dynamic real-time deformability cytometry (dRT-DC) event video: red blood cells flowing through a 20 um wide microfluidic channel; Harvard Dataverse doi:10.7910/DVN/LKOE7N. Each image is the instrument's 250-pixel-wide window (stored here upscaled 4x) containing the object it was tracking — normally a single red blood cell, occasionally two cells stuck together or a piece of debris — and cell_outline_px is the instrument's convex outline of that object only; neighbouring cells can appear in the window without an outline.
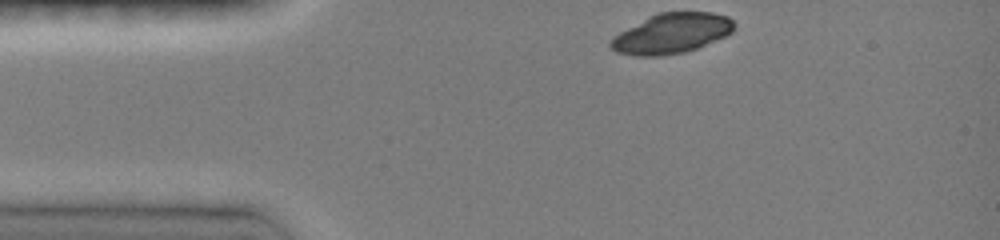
{"species": "common noctule bat (a hibernating species)", "species_latin": "Nyctalus noctula", "temperature_condition": "room temperature", "stored_images_in_passage": 34, "camera_frame_rate_fps": 3000, "um_per_image_px": 0.085, "animal": {"sex": "female", "body_mass_g": 19.0, "forearm_length_mm": 51.5}, "frame": {"image": 1, "passage_image": 1, "time_ms": 0.0, "image_size_px": [1000, 240], "cell_outline_px": [[736, 24], [732, 32], [724, 36], [696, 48], [684, 52], [664, 56], [636, 56], [616, 52], [608, 44], [608, 40], [612, 36], [648, 16], [660, 12], [712, 12], [728, 16]], "centroid_in_image_um": [57.05, 2.84], "position_along_channel_um": 28.0, "area_um2": 28.96}}